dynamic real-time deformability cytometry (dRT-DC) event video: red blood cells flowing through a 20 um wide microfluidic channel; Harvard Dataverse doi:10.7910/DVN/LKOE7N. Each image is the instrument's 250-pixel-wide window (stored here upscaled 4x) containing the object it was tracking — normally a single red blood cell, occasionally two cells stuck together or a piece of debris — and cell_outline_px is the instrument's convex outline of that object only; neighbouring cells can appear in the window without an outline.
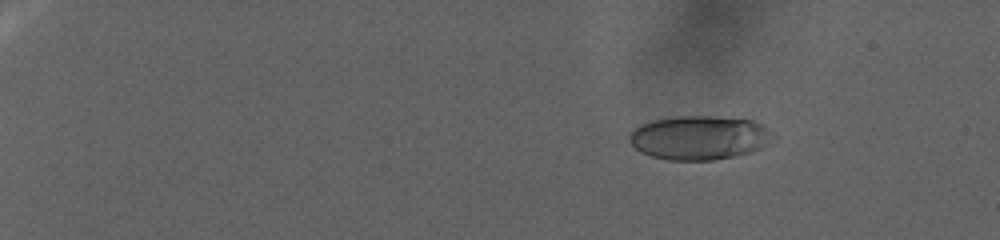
{"species": "human", "species_latin": "Homo sapiens", "temperature_condition": "warm", "stored_images_in_passage": 113, "camera_frame_rate_fps": 3000, "um_per_image_px": 0.085, "donor": {"sex": "female"}, "frame": {"image": 1, "passage_image": 21, "time_ms": 6.667, "image_size_px": [1000, 240], "cell_outline_px": [[776, 140], [764, 148], [752, 152], [712, 160], [668, 160], [652, 156], [640, 152], [628, 140], [628, 136], [640, 124], [652, 120], [676, 116], [712, 116], [752, 120], [764, 124], [776, 132]], "centroid_in_image_um": [59.54, 11.69], "position_along_channel_um": 25.5, "area_um2": 37.45}}
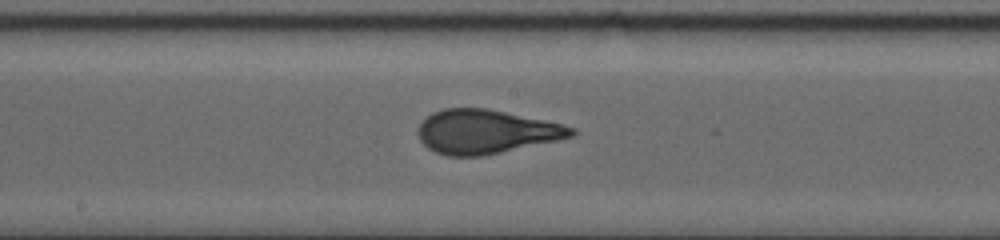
{"frame": {"image": 2, "passage_image": 71, "time_ms": 23.333, "image_size_px": [1000, 240], "cell_outline_px": [[576, 132], [572, 136], [556, 140], [500, 152], [480, 156], [448, 156], [436, 152], [428, 148], [420, 140], [416, 132], [420, 124], [432, 112], [444, 108], [484, 108], [544, 120], [576, 128]], "centroid_in_image_um": [41.25, 11.19], "position_along_channel_um": 206.9, "area_um2": 38.73}}
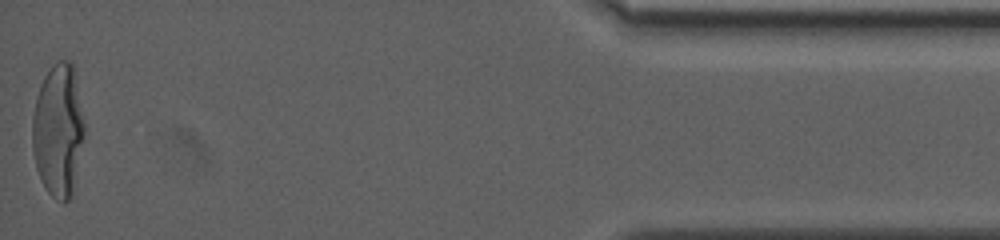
{"frame": {"image": 3, "passage_image": 113, "time_ms": 37.333, "image_size_px": [1000, 240], "cell_outline_px": [[84, 132], [72, 196], [64, 204], [56, 200], [44, 188], [36, 168], [32, 148], [32, 116], [36, 96], [40, 84], [44, 76], [52, 64], [56, 60], [68, 60], [72, 64], [84, 124]], "centroid_in_image_um": [4.91, 11.11], "position_along_channel_um": 430.3, "area_um2": 40.17}}